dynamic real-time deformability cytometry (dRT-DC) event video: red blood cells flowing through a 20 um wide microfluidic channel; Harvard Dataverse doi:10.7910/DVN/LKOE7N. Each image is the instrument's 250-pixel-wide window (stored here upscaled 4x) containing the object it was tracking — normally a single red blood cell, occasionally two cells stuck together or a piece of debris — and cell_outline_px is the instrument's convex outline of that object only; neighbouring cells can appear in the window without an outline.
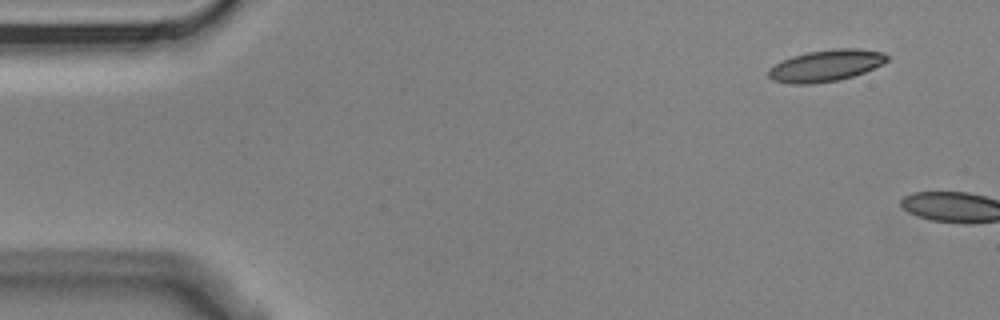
{"species": "Egyptian fruit bat (a non-hibernating species)", "species_latin": "Rousettus aegyptiacus", "temperature_condition": "cold", "stored_images_in_passage": 2, "camera_frame_rate_fps": 3000, "um_per_image_px": 0.085, "animal": {"sex": "male"}, "frame": {"image": 1, "passage_image": 1, "time_ms": 0.0, "image_size_px": [1000, 320], "cell_outline_px": [[888, 60], [864, 72], [852, 76], [836, 80], [812, 84], [792, 84], [772, 80], [768, 76], [768, 68], [780, 60], [792, 56], [808, 52], [832, 48], [860, 48], [884, 52], [888, 56]], "centroid_in_image_um": [70.16, 5.56], "position_along_channel_um": 14.8, "area_um2": 21.91}}